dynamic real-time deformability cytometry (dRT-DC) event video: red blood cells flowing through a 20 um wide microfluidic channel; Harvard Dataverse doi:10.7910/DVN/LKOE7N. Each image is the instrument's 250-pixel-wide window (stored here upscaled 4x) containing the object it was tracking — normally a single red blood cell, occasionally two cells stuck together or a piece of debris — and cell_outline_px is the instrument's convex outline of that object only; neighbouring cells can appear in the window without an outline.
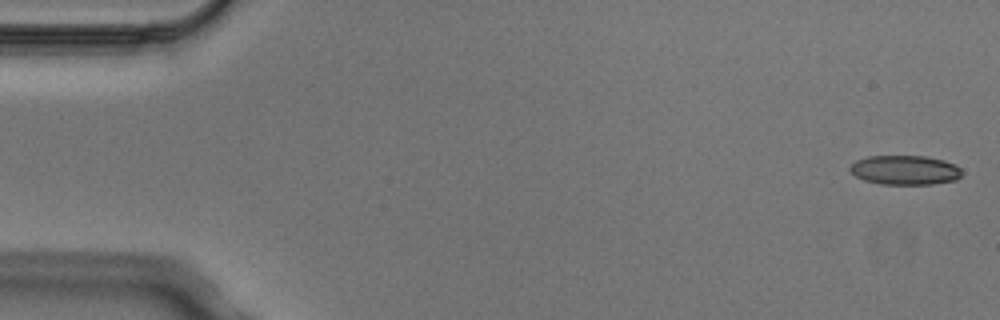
{"species": "Egyptian fruit bat (a non-hibernating species)", "species_latin": "Rousettus aegyptiacus", "temperature_condition": "cold", "stored_images_in_passage": 7, "camera_frame_rate_fps": 3000, "um_per_image_px": 0.085, "animal": {"sex": "male"}, "frame": {"image": 1, "passage_image": 1, "time_ms": 0.0, "image_size_px": [1000, 320], "cell_outline_px": [[960, 176], [956, 180], [932, 184], [880, 184], [864, 180], [856, 176], [848, 168], [856, 160], [868, 156], [924, 156], [944, 160], [956, 164], [960, 168]], "centroid_in_image_um": [76.92, 14.45], "position_along_channel_um": 8.1, "area_um2": 19.13}}
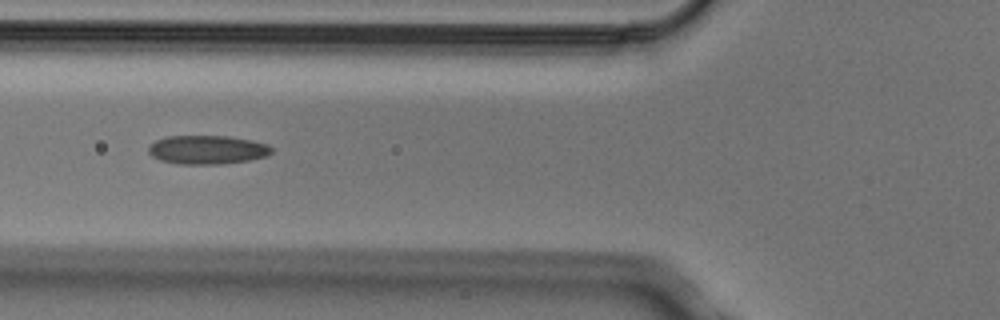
{"frame": {"image": 2, "passage_image": 6, "time_ms": 1.667, "image_size_px": [1000, 320], "cell_outline_px": [[272, 152], [268, 156], [248, 160], [220, 164], [176, 164], [160, 160], [152, 156], [148, 152], [148, 148], [156, 140], [164, 136], [228, 136], [252, 140], [268, 144], [272, 148]], "centroid_in_image_um": [17.62, 12.73], "position_along_channel_um": 108.2, "area_um2": 20.75}}
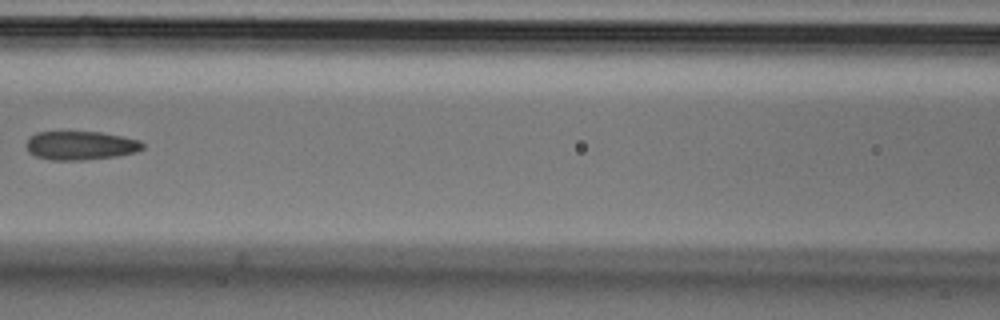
{"frame": {"image": 3, "passage_image": 7, "time_ms": 2.0, "image_size_px": [1000, 320], "cell_outline_px": [[144, 148], [136, 152], [120, 156], [84, 160], [52, 160], [36, 156], [28, 152], [24, 144], [36, 132], [100, 132], [140, 140], [144, 144]], "centroid_in_image_um": [6.86, 12.38], "position_along_channel_um": 159.7, "area_um2": 19.59}}